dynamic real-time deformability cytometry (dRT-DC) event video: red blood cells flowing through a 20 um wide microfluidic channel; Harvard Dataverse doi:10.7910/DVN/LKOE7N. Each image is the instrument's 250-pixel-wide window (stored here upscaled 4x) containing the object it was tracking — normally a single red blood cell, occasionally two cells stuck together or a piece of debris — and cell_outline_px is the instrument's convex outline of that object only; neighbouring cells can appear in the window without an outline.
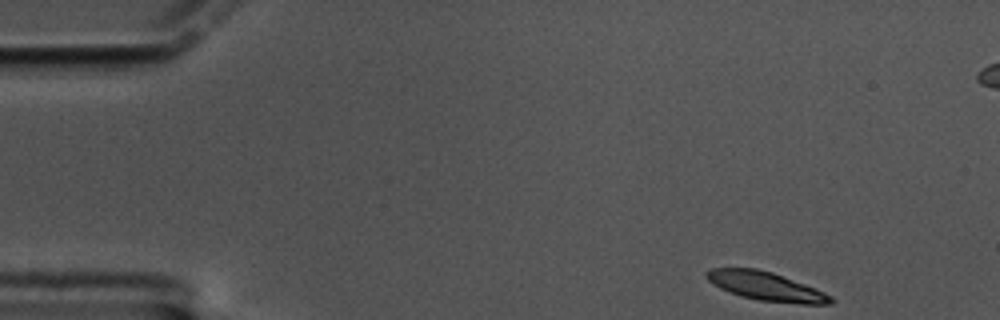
{"species": "common noctule bat (a hibernating species)", "species_latin": "Nyctalus noctula", "temperature_condition": "cold", "stored_images_in_passage": 56, "segment_of_instrument_passage": [1, 2], "camera_frame_rate_fps": 3000, "um_per_image_px": 0.085, "animal": {"sex": "male", "body_mass_g": 17.5, "forearm_length_mm": 52.3}, "frame": {"image": 1, "passage_image": 1, "time_ms": 0.0, "image_size_px": [1000, 320], "cell_outline_px": [[836, 300], [832, 304], [800, 304], [760, 300], [740, 296], [720, 288], [712, 284], [704, 276], [704, 272], [712, 268], [756, 268], [772, 272], [816, 288], [832, 296]], "centroid_in_image_um": [65.12, 24.33], "position_along_channel_um": 19.9, "area_um2": 20.87}}
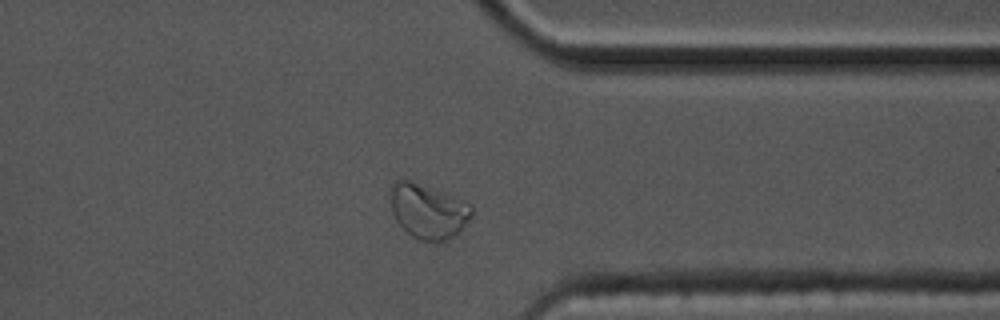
{"frame": {"image": 2, "passage_image": 42, "time_ms": 13.667, "image_size_px": [1000, 320], "cell_outline_px": [[472, 216], [452, 236], [444, 240], [420, 240], [412, 236], [396, 220], [392, 212], [388, 192], [392, 184], [396, 180], [408, 180], [468, 200], [472, 204]], "centroid_in_image_um": [36.37, 17.9], "position_along_channel_um": 375.0, "area_um2": 25.72}}
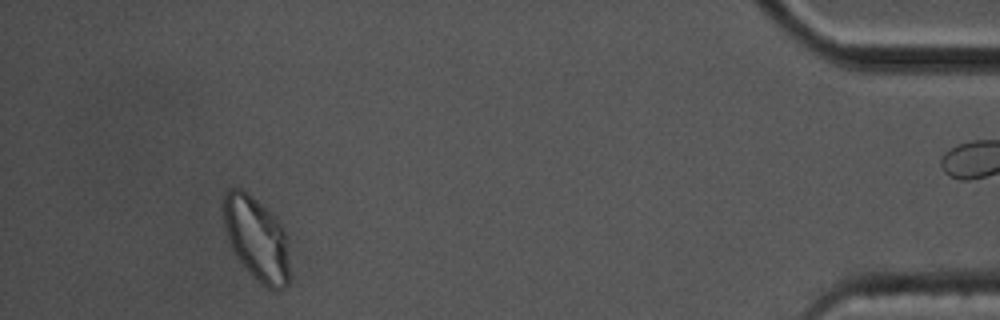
{"frame": {"image": 3, "passage_image": 51, "time_ms": 16.667, "image_size_px": [1000, 320], "cell_outline_px": [[288, 284], [284, 288], [276, 292], [260, 284], [248, 272], [232, 248], [228, 240], [224, 228], [224, 192], [228, 188], [240, 188], [248, 192], [276, 216], [284, 228], [288, 260]], "centroid_in_image_um": [21.8, 20.28], "position_along_channel_um": 413.4, "area_um2": 32.37}}